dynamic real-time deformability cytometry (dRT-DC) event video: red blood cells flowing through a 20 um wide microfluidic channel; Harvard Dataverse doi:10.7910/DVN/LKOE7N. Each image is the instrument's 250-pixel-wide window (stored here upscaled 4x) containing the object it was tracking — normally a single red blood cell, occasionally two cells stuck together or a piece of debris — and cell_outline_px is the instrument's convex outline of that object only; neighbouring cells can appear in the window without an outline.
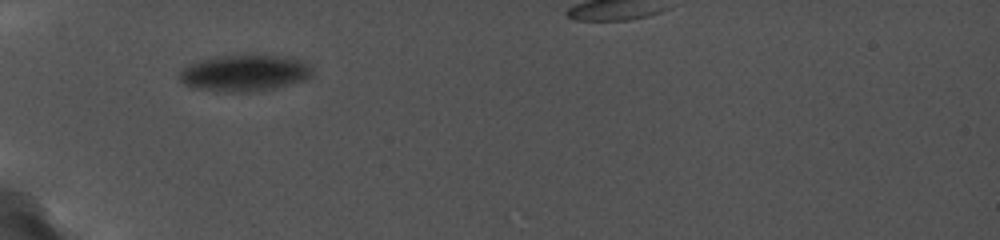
{"species": "common noctule bat (a hibernating species)", "species_latin": "Nyctalus noctula", "temperature_condition": "cold", "stored_images_in_passage": 33, "camera_frame_rate_fps": 5000, "um_per_image_px": 0.085, "animal": {"sex": "female", "body_mass_g": 19.0, "forearm_length_mm": 56.7}, "frame": {"image": 1, "passage_image": 1, "time_ms": 0.0, "image_size_px": [1000, 240], "cell_outline_px": [[312, 72], [304, 80], [272, 88], [244, 92], [200, 88], [184, 84], [180, 80], [180, 72], [184, 68], [196, 60], [220, 56], [276, 56], [296, 60], [308, 64], [312, 68]], "centroid_in_image_um": [20.75, 6.2], "position_along_channel_um": 64.3, "area_um2": 26.99}}
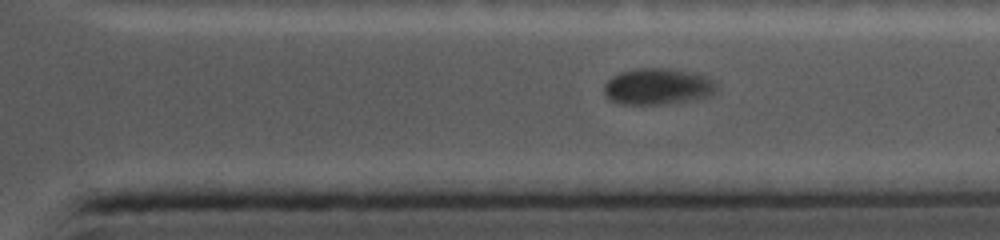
{"frame": {"image": 2, "passage_image": 23, "time_ms": 8.2, "image_size_px": [1000, 240], "cell_outline_px": [[716, 88], [712, 92], [704, 96], [656, 104], [624, 104], [612, 100], [608, 96], [604, 88], [608, 80], [612, 76], [620, 72], [636, 68], [668, 68], [692, 72], [704, 76], [712, 80], [716, 84]], "centroid_in_image_um": [55.84, 7.31], "position_along_channel_um": 355.6, "area_um2": 22.89}}
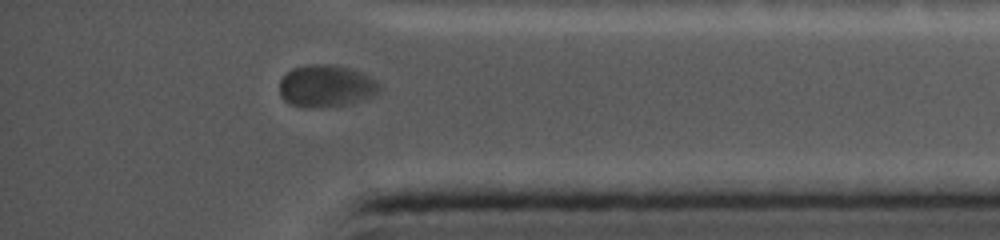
{"frame": {"image": 3, "passage_image": 28, "time_ms": 9.6, "image_size_px": [1000, 240], "cell_outline_px": [[380, 88], [372, 96], [352, 104], [292, 104], [284, 100], [280, 96], [280, 80], [292, 68], [308, 64], [336, 64], [352, 68], [364, 72], [376, 80], [380, 84]], "centroid_in_image_um": [27.77, 7.23], "position_along_channel_um": 407.4, "area_um2": 23.93}}